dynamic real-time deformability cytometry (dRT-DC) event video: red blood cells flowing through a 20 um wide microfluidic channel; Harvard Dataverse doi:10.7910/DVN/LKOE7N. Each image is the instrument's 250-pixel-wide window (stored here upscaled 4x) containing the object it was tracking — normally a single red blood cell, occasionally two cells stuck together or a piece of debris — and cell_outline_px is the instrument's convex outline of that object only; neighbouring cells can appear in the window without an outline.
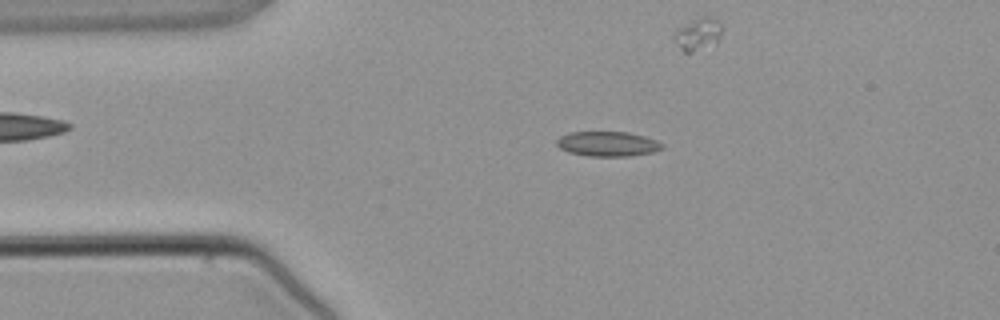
{"species": "common noctule bat (a hibernating species)", "species_latin": "Nyctalus noctula", "temperature_condition": "warm", "stored_images_in_passage": 5, "camera_frame_rate_fps": 3000, "um_per_image_px": 0.085, "animal": {"sex": "male", "body_mass_g": 21.5, "forearm_length_mm": 52.0}, "frame": {"image": 1, "passage_image": 3, "time_ms": 2.333, "image_size_px": [1000, 320], "cell_outline_px": [[664, 148], [652, 152], [628, 156], [588, 156], [568, 152], [560, 148], [556, 144], [556, 140], [560, 136], [572, 132], [628, 132], [644, 136], [656, 140], [664, 144]], "centroid_in_image_um": [51.65, 12.23], "position_along_channel_um": 33.3, "area_um2": 15.26}}
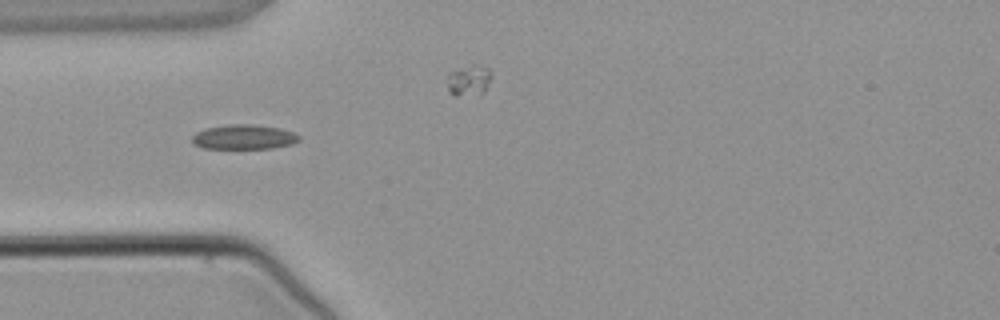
{"frame": {"image": 2, "passage_image": 4, "time_ms": 3.667, "image_size_px": [1000, 320], "cell_outline_px": [[300, 140], [292, 144], [272, 148], [204, 148], [192, 144], [192, 136], [196, 132], [204, 128], [228, 124], [252, 124], [280, 128], [292, 132], [300, 136]], "centroid_in_image_um": [20.7, 11.64], "position_along_channel_um": 64.3, "area_um2": 15.43}}